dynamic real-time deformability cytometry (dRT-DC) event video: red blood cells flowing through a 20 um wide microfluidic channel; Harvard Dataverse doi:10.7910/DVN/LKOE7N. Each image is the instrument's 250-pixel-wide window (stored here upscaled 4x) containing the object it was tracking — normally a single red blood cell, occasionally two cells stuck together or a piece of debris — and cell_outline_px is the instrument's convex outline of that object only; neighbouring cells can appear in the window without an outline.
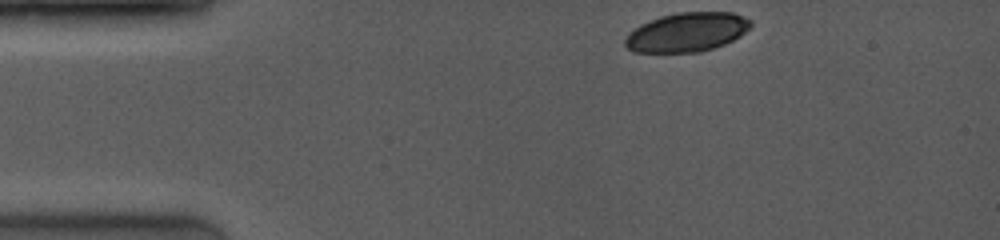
{"species": "common noctule bat (a hibernating species)", "species_latin": "Nyctalus noctula", "temperature_condition": "room temperature", "stored_images_in_passage": 9, "camera_frame_rate_fps": 4000, "um_per_image_px": 0.085, "animal": {"sex": "female", "body_mass_g": 19.0, "forearm_length_mm": 53.3}, "frame": {"image": 1, "passage_image": 1, "time_ms": 0.0, "image_size_px": [1000, 240], "cell_outline_px": [[752, 24], [740, 36], [724, 44], [700, 52], [632, 52], [624, 44], [624, 40], [628, 32], [640, 24], [660, 16], [676, 12], [732, 12], [744, 16], [752, 20]], "centroid_in_image_um": [58.36, 2.72], "position_along_channel_um": 26.6, "area_um2": 28.78}}